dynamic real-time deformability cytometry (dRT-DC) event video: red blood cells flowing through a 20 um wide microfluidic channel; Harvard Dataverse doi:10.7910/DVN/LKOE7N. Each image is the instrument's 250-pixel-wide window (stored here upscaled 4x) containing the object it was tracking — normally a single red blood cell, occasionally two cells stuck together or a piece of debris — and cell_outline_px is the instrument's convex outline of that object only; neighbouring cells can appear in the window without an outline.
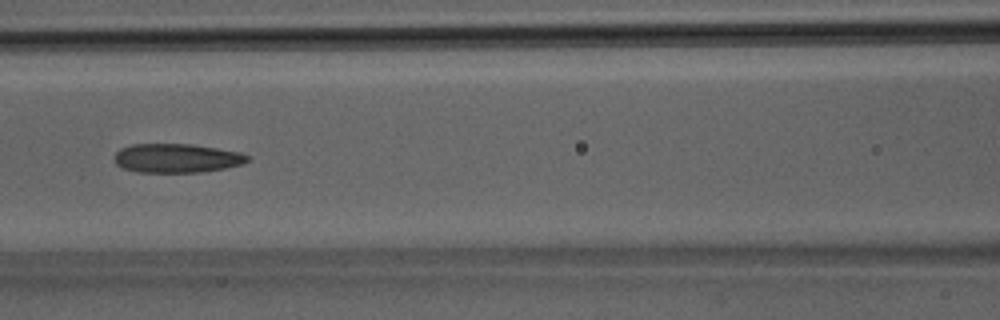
{"species": "Egyptian fruit bat (a non-hibernating species)", "species_latin": "Rousettus aegyptiacus", "temperature_condition": "room temperature", "stored_images_in_passage": 38, "camera_frame_rate_fps": 3000, "um_per_image_px": 0.085, "animal": {"sex": "male"}, "frame": {"image": 1, "passage_image": 17, "time_ms": 5.333, "image_size_px": [1000, 320], "cell_outline_px": [[252, 156], [244, 164], [224, 168], [200, 172], [136, 172], [124, 168], [116, 164], [116, 152], [120, 148], [132, 144], [192, 144], [240, 152]], "centroid_in_image_um": [15.05, 13.44], "position_along_channel_um": 151.5, "area_um2": 22.48}}
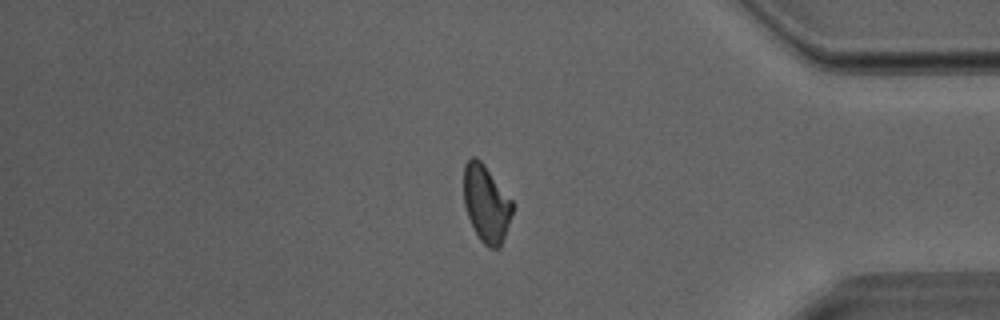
{"frame": {"image": 2, "passage_image": 32, "time_ms": 10.333, "image_size_px": [1000, 320], "cell_outline_px": [[512, 212], [500, 248], [488, 248], [480, 240], [468, 216], [464, 204], [464, 164], [472, 156], [476, 156], [484, 164], [512, 200]], "centroid_in_image_um": [41.31, 17.29], "position_along_channel_um": 393.9, "area_um2": 21.56}}
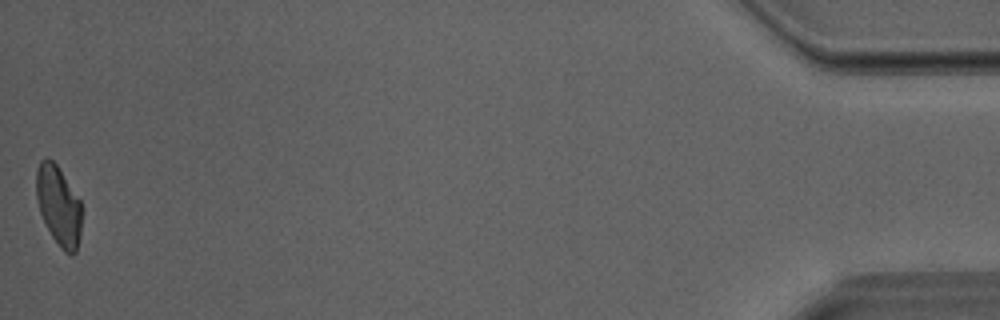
{"frame": {"image": 3, "passage_image": 38, "time_ms": 12.333, "image_size_px": [1000, 320], "cell_outline_px": [[80, 236], [76, 252], [72, 256], [64, 252], [60, 248], [52, 236], [40, 212], [36, 196], [36, 172], [40, 160], [48, 156], [56, 164], [80, 200]], "centroid_in_image_um": [4.97, 17.48], "position_along_channel_um": 430.2, "area_um2": 20.87}}